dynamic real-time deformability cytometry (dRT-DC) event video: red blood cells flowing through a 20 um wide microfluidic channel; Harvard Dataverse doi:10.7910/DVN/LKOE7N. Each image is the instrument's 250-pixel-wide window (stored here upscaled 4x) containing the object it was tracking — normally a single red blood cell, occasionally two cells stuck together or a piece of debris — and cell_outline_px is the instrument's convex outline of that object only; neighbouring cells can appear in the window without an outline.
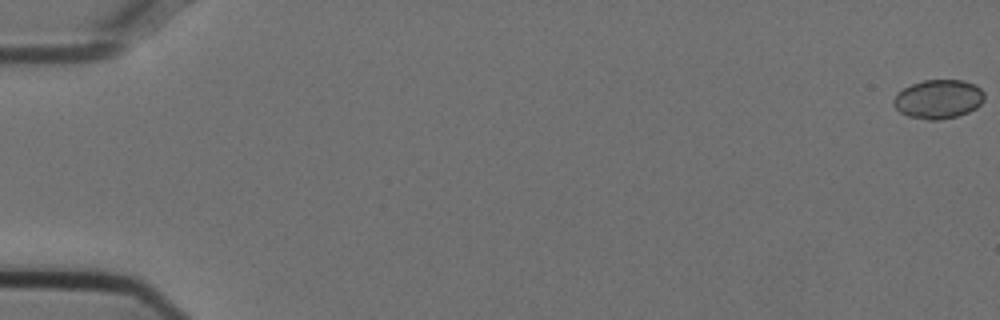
{"species": "Egyptian fruit bat (a non-hibernating species)", "species_latin": "Rousettus aegyptiacus", "temperature_condition": "cold", "stored_images_in_passage": 19, "camera_frame_rate_fps": 3000, "um_per_image_px": 0.085, "animal": {"sex": "female"}, "frame": {"image": 1, "passage_image": 1, "time_ms": 0.0, "image_size_px": [1000, 320], "cell_outline_px": [[984, 100], [976, 108], [968, 112], [956, 116], [936, 120], [928, 120], [908, 116], [900, 112], [892, 104], [892, 100], [896, 92], [912, 84], [924, 80], [960, 80], [972, 84], [980, 88], [984, 92]], "centroid_in_image_um": [79.72, 8.43], "position_along_channel_um": 5.3, "area_um2": 20.58}}
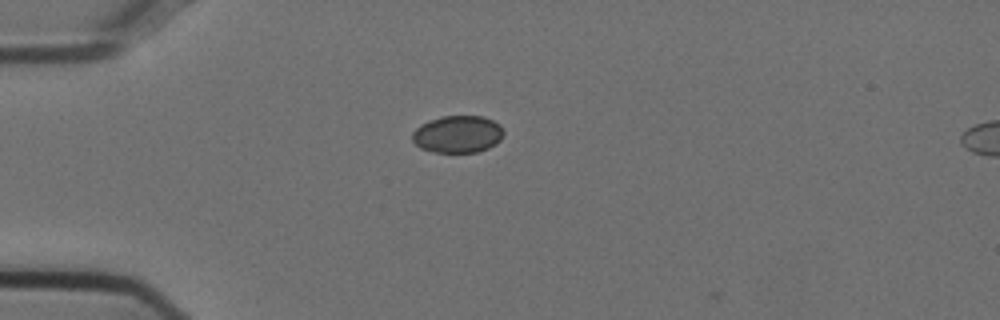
{"frame": {"image": 2, "passage_image": 16, "time_ms": 5.0, "image_size_px": [1000, 320], "cell_outline_px": [[504, 132], [500, 140], [496, 144], [488, 148], [476, 152], [432, 152], [420, 148], [412, 140], [412, 132], [420, 124], [428, 120], [440, 116], [484, 116], [500, 124]], "centroid_in_image_um": [38.89, 11.4], "position_along_channel_um": 46.1, "area_um2": 20.0}}